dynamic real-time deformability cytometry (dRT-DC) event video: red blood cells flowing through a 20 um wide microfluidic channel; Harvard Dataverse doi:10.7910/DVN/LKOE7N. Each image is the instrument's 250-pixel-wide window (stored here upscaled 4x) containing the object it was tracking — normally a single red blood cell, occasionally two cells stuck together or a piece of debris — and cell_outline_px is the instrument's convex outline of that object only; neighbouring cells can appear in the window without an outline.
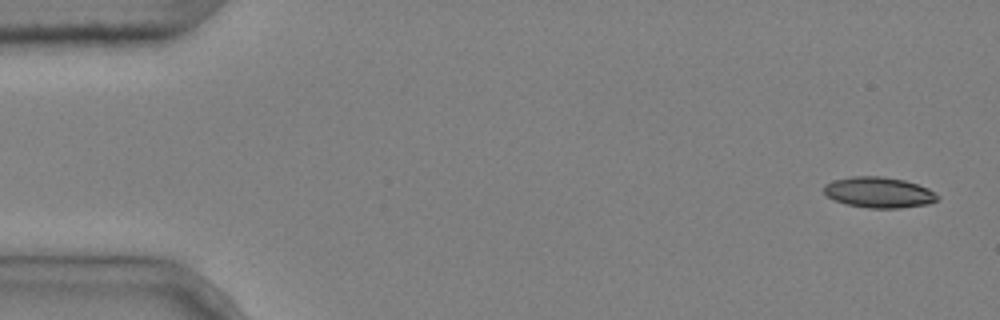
{"species": "common noctule bat (a hibernating species)", "species_latin": "Nyctalus noctula", "temperature_condition": "cold", "stored_images_in_passage": 5, "segment_of_instrument_passage": [2, 2], "camera_frame_rate_fps": 3000, "um_per_image_px": 0.085, "animal": {"sex": "male", "body_mass_g": 20.4}, "frame": {"image": 1, "passage_image": 5, "time_ms": 1.333, "image_size_px": [1000, 320], "cell_outline_px": [[940, 200], [928, 204], [900, 208], [868, 208], [848, 204], [836, 200], [828, 196], [824, 192], [824, 184], [832, 180], [852, 176], [880, 176], [904, 180], [928, 188], [940, 196]], "centroid_in_image_um": [74.73, 16.35], "position_along_channel_um": 10.3, "area_um2": 20.35}}